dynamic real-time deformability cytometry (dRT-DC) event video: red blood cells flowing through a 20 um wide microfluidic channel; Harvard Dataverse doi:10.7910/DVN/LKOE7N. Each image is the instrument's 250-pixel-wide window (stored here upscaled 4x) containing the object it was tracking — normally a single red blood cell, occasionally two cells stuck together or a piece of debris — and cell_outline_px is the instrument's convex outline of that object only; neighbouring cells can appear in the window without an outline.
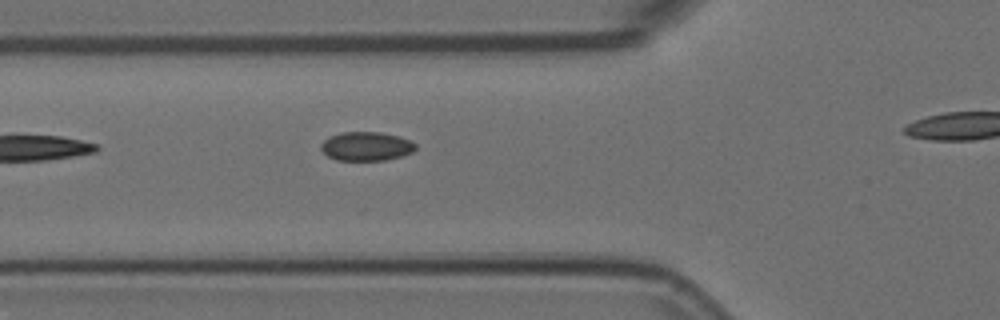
{"species": "Egyptian fruit bat (a non-hibernating species)", "species_latin": "Rousettus aegyptiacus", "temperature_condition": "room temperature", "stored_images_in_passage": 6, "camera_frame_rate_fps": 3000, "um_per_image_px": 0.085, "animal": {"sex": "female"}, "frame": {"image": 1, "passage_image": 5, "time_ms": 1.333, "image_size_px": [1000, 320], "cell_outline_px": [[416, 148], [412, 152], [400, 156], [384, 160], [336, 160], [328, 156], [320, 148], [320, 144], [328, 136], [340, 132], [380, 132], [400, 136], [416, 144]], "centroid_in_image_um": [31.1, 12.42], "position_along_channel_um": 94.7, "area_um2": 15.95}}